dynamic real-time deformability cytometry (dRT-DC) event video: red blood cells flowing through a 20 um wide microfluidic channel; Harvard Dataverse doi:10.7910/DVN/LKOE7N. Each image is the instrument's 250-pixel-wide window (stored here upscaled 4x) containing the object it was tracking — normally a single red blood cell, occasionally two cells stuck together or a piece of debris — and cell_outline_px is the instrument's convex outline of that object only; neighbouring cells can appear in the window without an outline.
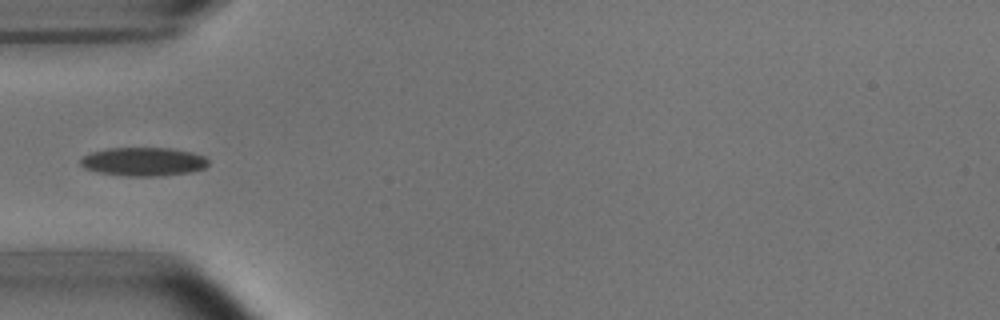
{"species": "common noctule bat (a hibernating species)", "species_latin": "Nyctalus noctula", "temperature_condition": "room temperature", "stored_images_in_passage": 5, "camera_frame_rate_fps": 3000, "um_per_image_px": 0.085, "animal": {"sex": "male", "body_mass_g": 15.6}, "frame": {"image": 1, "passage_image": 5, "time_ms": 4.667, "image_size_px": [1000, 320], "cell_outline_px": [[208, 164], [204, 168], [192, 172], [160, 176], [124, 176], [100, 172], [84, 168], [80, 164], [80, 160], [84, 156], [92, 152], [108, 148], [172, 148], [192, 152], [204, 156], [208, 160]], "centroid_in_image_um": [12.21, 13.74], "position_along_channel_um": 72.8, "area_um2": 21.33}}